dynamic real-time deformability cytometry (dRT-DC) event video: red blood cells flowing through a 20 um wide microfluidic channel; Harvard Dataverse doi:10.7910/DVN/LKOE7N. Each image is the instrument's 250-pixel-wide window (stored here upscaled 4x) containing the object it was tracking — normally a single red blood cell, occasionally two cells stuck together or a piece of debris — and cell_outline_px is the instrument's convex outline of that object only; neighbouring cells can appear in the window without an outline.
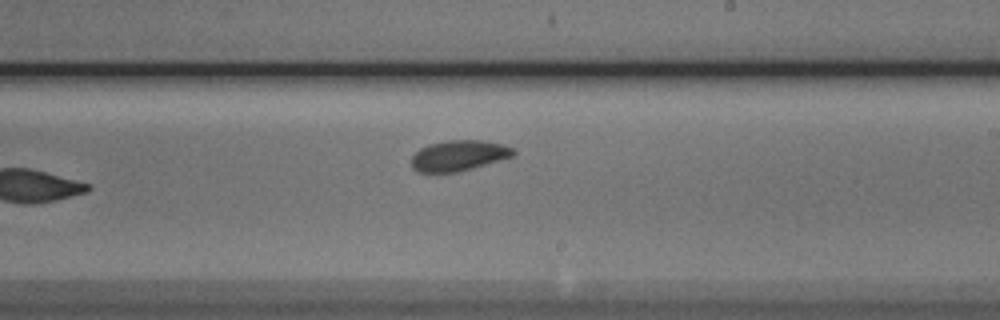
{"species": "Egyptian fruit bat (a non-hibernating species)", "species_latin": "Rousettus aegyptiacus", "temperature_condition": "cold", "stored_images_in_passage": 8, "camera_frame_rate_fps": 3000, "um_per_image_px": 0.085, "animal": {"sex": "male"}, "frame": {"image": 1, "passage_image": 8, "time_ms": 2.333, "image_size_px": [1000, 320], "cell_outline_px": [[516, 152], [512, 156], [500, 160], [472, 168], [456, 172], [416, 172], [412, 168], [412, 156], [420, 148], [428, 144], [448, 140], [480, 140], [500, 144], [512, 148]], "centroid_in_image_um": [38.95, 13.22], "position_along_channel_um": 250.0, "area_um2": 17.98}}